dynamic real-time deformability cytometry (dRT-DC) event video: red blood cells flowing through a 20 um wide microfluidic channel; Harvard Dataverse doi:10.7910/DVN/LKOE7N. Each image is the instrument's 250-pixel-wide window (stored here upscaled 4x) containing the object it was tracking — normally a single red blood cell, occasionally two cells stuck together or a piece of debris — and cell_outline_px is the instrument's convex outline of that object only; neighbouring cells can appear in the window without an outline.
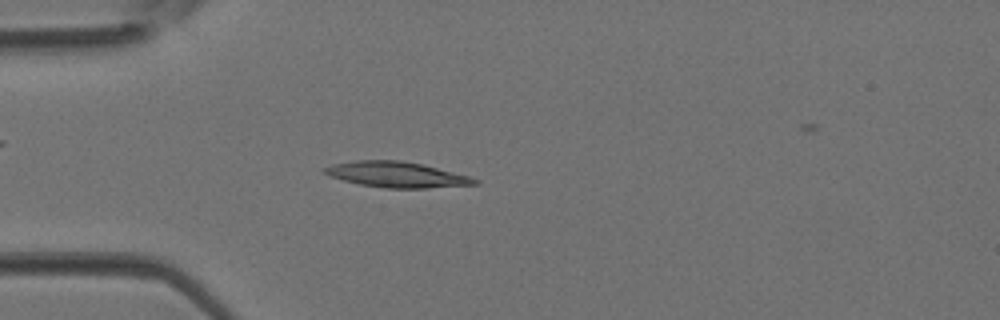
{"species": "Egyptian fruit bat (a non-hibernating species)", "species_latin": "Rousettus aegyptiacus", "temperature_condition": "room temperature", "stored_images_in_passage": 2, "camera_frame_rate_fps": 3000, "um_per_image_px": 0.085, "animal": {"sex": "female"}, "frame": {"image": 1, "passage_image": 2, "time_ms": 0.333, "image_size_px": [1000, 320], "cell_outline_px": [[480, 184], [428, 188], [388, 188], [360, 184], [344, 180], [332, 176], [324, 172], [324, 168], [332, 164], [356, 160], [400, 160], [424, 164], [468, 176], [480, 180]], "centroid_in_image_um": [33.77, 14.83], "position_along_channel_um": 51.2, "area_um2": 22.25}}